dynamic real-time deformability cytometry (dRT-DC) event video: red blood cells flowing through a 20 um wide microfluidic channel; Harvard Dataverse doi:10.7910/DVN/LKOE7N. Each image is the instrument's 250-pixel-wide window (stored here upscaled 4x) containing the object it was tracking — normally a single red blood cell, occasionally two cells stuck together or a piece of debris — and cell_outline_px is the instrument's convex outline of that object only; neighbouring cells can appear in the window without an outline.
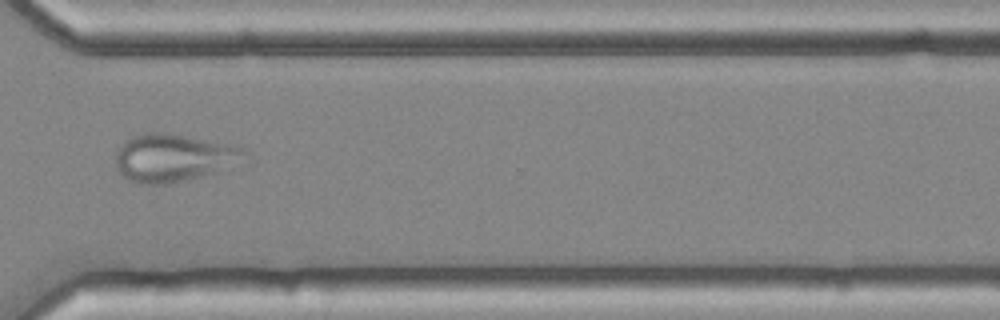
{"species": "common noctule bat (a hibernating species)", "species_latin": "Nyctalus noctula", "temperature_condition": "cold", "stored_images_in_passage": 43, "camera_frame_rate_fps": 3000, "um_per_image_px": 0.085, "animal": {"sex": "female", "body_mass_g": 25.1}, "frame": {"image": 1, "passage_image": 29, "time_ms": 9.333, "image_size_px": [1000, 320], "cell_outline_px": [[252, 152], [216, 172], [168, 184], [140, 184], [128, 180], [116, 168], [116, 152], [124, 140], [132, 136], [144, 132], [160, 132], [184, 136], [244, 148]], "centroid_in_image_um": [14.65, 13.41], "position_along_channel_um": 356.0, "area_um2": 35.2}}
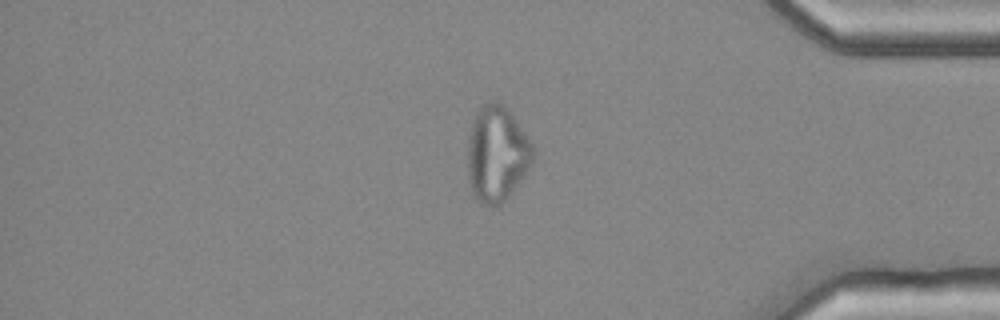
{"frame": {"image": 2, "passage_image": 34, "time_ms": 11.0, "image_size_px": [1000, 320], "cell_outline_px": [[536, 156], [532, 168], [508, 196], [500, 204], [492, 208], [480, 204], [476, 200], [472, 192], [468, 180], [468, 140], [472, 120], [476, 112], [484, 104], [492, 100], [496, 100], [504, 104], [524, 132], [532, 144], [536, 152]], "centroid_in_image_um": [42.25, 13.11], "position_along_channel_um": 392.9, "area_um2": 37.11}}